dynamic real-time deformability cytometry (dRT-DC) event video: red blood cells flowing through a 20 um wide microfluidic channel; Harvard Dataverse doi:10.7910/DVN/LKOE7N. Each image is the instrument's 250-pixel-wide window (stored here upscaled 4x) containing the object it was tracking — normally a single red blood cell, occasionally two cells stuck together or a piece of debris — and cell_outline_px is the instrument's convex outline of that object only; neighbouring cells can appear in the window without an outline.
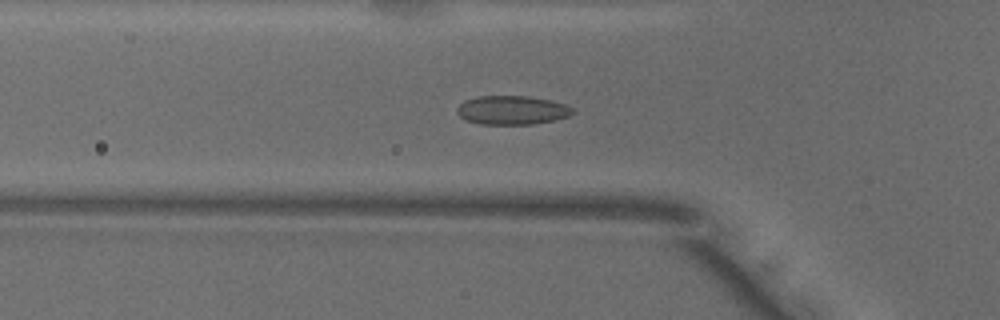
{"species": "common noctule bat (a hibernating species)", "species_latin": "Nyctalus noctula", "temperature_condition": "warm", "stored_images_in_passage": 39, "camera_frame_rate_fps": 3000, "um_per_image_px": 0.085, "animal": {"sex": "male", "body_mass_g": 18.8}, "frame": {"image": 1, "passage_image": 4, "time_ms": 1.0, "image_size_px": [1000, 320], "cell_outline_px": [[576, 112], [568, 116], [552, 120], [532, 124], [480, 124], [468, 120], [460, 116], [456, 112], [456, 108], [464, 100], [480, 96], [528, 96], [552, 100], [568, 104]], "centroid_in_image_um": [43.54, 9.35], "position_along_channel_um": 82.3, "area_um2": 19.48}}
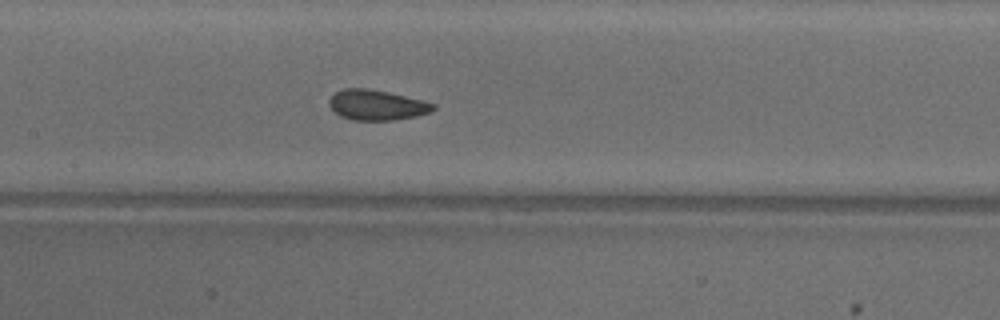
{"frame": {"image": 2, "passage_image": 11, "time_ms": 3.333, "image_size_px": [1000, 320], "cell_outline_px": [[436, 108], [432, 112], [416, 116], [392, 120], [352, 120], [340, 116], [328, 104], [328, 100], [336, 92], [344, 88], [368, 88], [388, 92], [436, 104]], "centroid_in_image_um": [32.02, 8.93], "position_along_channel_um": 175.4, "area_um2": 18.26}}
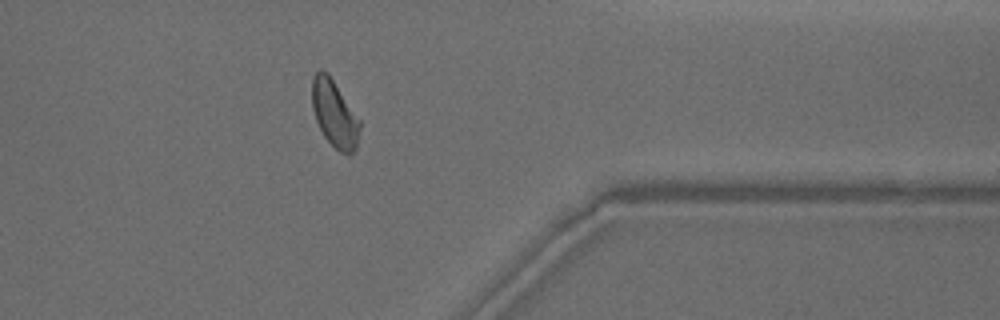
{"frame": {"image": 3, "passage_image": 28, "time_ms": 9.0, "image_size_px": [1000, 320], "cell_outline_px": [[360, 128], [356, 148], [352, 152], [340, 152], [324, 136], [316, 120], [312, 108], [312, 76], [320, 68], [328, 72], [360, 120]], "centroid_in_image_um": [28.41, 9.61], "position_along_channel_um": 383.0, "area_um2": 18.44}, "authors_computed_cell_mechanics": {"area_um2": 18.6116, "velocity_mm_per_s": 3.9508, "shape_relaxation_time_tau1_ms": 3.9947, "shape_relaxation_time_tau2_ms": 1.1455, "deformation_change_tau1": 0.102, "deformation_change_tau2": 0.0581}}